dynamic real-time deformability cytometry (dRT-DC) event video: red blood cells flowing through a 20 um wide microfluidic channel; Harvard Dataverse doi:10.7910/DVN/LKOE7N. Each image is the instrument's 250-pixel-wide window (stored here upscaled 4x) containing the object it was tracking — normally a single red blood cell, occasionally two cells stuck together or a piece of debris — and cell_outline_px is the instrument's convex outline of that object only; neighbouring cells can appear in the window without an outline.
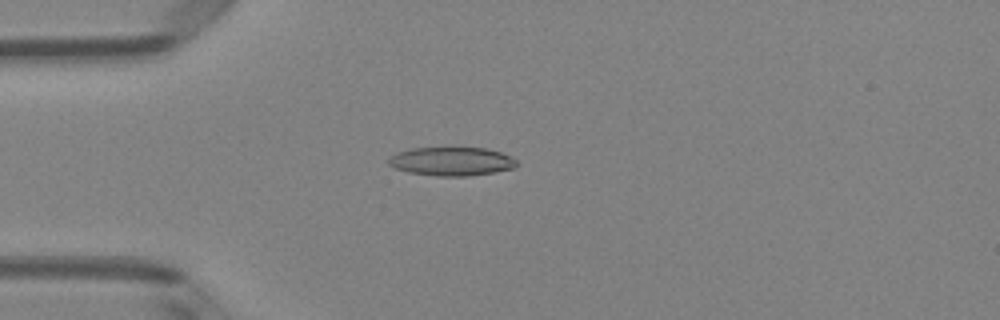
{"species": "Egyptian fruit bat (a non-hibernating species)", "species_latin": "Rousettus aegyptiacus", "temperature_condition": "room temperature", "stored_images_in_passage": 51, "camera_frame_rate_fps": 3000, "um_per_image_px": 0.085, "animal": {"sex": "female"}, "frame": {"image": 1, "passage_image": 14, "time_ms": 4.333, "image_size_px": [1000, 320], "cell_outline_px": [[516, 168], [468, 176], [436, 176], [408, 172], [396, 168], [388, 164], [388, 160], [392, 156], [400, 152], [412, 148], [488, 148], [512, 156], [516, 160]], "centroid_in_image_um": [38.42, 13.72], "position_along_channel_um": 46.6, "area_um2": 21.21}}
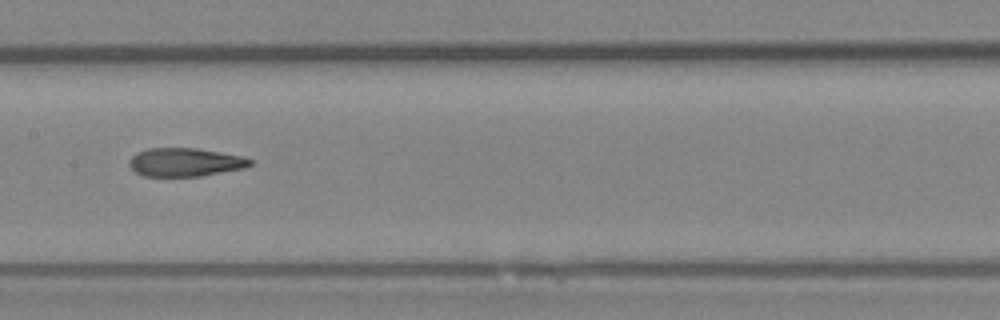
{"frame": {"image": 2, "passage_image": 26, "time_ms": 8.333, "image_size_px": [1000, 320], "cell_outline_px": [[252, 164], [244, 168], [200, 176], [144, 176], [136, 172], [128, 164], [128, 160], [136, 152], [148, 148], [196, 148], [244, 156], [252, 160]], "centroid_in_image_um": [15.72, 13.78], "position_along_channel_um": 191.7, "area_um2": 20.06}}
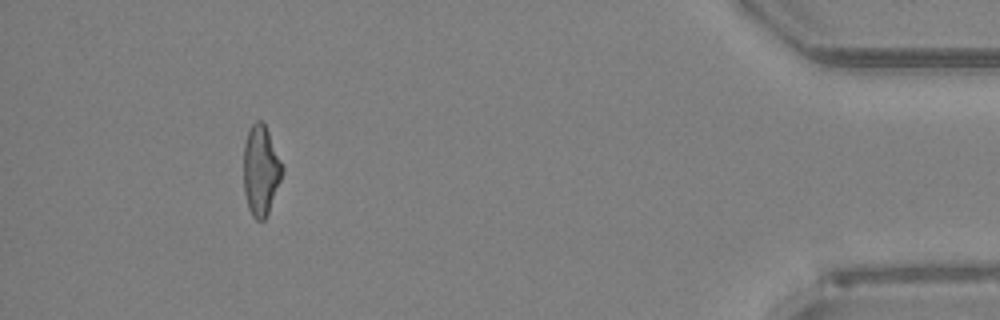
{"frame": {"image": 3, "passage_image": 47, "time_ms": 15.333, "image_size_px": [1000, 320], "cell_outline_px": [[284, 168], [280, 180], [268, 212], [264, 220], [256, 220], [252, 216], [248, 208], [244, 192], [244, 144], [248, 132], [252, 124], [256, 120], [260, 120], [264, 124], [268, 132]], "centroid_in_image_um": [22.15, 14.49], "position_along_channel_um": 413.0, "area_um2": 19.94}, "authors_computed_cell_mechanics": {"area_um2": 20.9814, "velocity_mm_per_s": 4.0328, "shape_relaxation_time_tau1_ms": null, "shape_relaxation_time_tau2_ms": 2.2108, "deformation_change_tau1": null, "deformation_change_tau2": 0.1086}}